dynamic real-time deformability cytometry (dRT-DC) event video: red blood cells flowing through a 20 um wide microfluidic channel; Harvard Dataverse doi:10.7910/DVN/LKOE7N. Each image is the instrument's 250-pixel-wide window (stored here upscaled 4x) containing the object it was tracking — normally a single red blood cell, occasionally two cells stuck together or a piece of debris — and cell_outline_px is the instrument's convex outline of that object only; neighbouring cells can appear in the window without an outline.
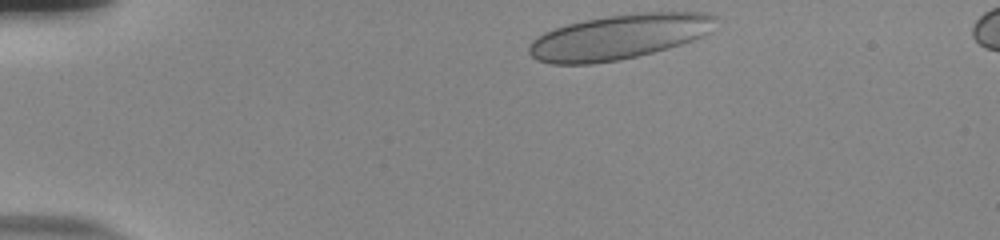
{"species": "human", "species_latin": "Homo sapiens", "temperature_condition": "room temperature", "stored_images_in_passage": 38, "camera_frame_rate_fps": 3000, "um_per_image_px": 0.085, "donor": {"sex": "male"}, "frame": {"image": 1, "passage_image": 1, "time_ms": 0.0, "image_size_px": [1000, 240], "cell_outline_px": [[716, 16], [708, 32], [704, 36], [668, 48], [620, 60], [592, 64], [552, 64], [536, 60], [528, 52], [528, 48], [532, 40], [544, 32], [568, 24], [584, 20], [608, 16], [636, 12], [708, 12]], "centroid_in_image_um": [52.58, 3.13], "position_along_channel_um": 32.4, "area_um2": 48.67}}
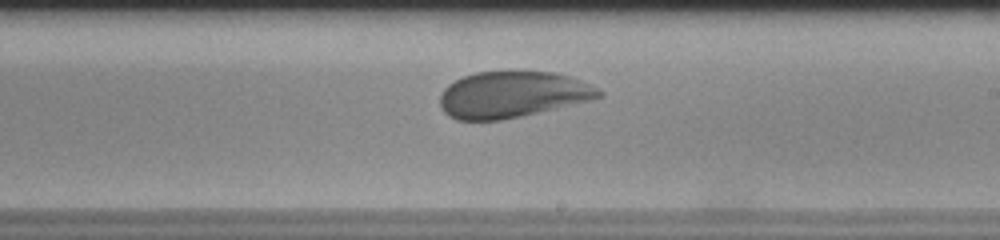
{"frame": {"image": 2, "passage_image": 24, "time_ms": 7.667, "image_size_px": [1000, 240], "cell_outline_px": [[604, 96], [592, 100], [504, 120], [456, 120], [448, 116], [444, 112], [440, 104], [440, 96], [444, 88], [448, 84], [464, 76], [476, 72], [552, 72], [568, 76], [580, 80], [604, 92]], "centroid_in_image_um": [43.54, 8.05], "position_along_channel_um": 245.5, "area_um2": 42.71}}
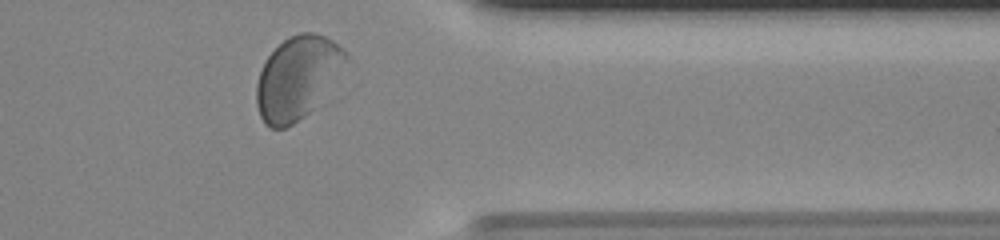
{"frame": {"image": 3, "passage_image": 36, "time_ms": 11.667, "image_size_px": [1000, 240], "cell_outline_px": [[348, 60], [308, 112], [304, 116], [292, 124], [284, 128], [272, 128], [264, 124], [260, 116], [256, 104], [256, 84], [260, 72], [268, 56], [288, 36], [300, 32], [312, 32], [324, 36], [332, 40], [344, 48], [348, 52]], "centroid_in_image_um": [25.23, 6.57], "position_along_channel_um": 386.2, "area_um2": 42.14}, "authors_computed_cell_mechanics": {"area_um2": 42.8587, "velocity_mm_per_s": 3.6837, "shape_relaxation_time_tau1_ms": 4.1494, "shape_relaxation_time_tau2_ms": null, "deformation_change_tau1": 0.1266, "deformation_change_tau2": null}}